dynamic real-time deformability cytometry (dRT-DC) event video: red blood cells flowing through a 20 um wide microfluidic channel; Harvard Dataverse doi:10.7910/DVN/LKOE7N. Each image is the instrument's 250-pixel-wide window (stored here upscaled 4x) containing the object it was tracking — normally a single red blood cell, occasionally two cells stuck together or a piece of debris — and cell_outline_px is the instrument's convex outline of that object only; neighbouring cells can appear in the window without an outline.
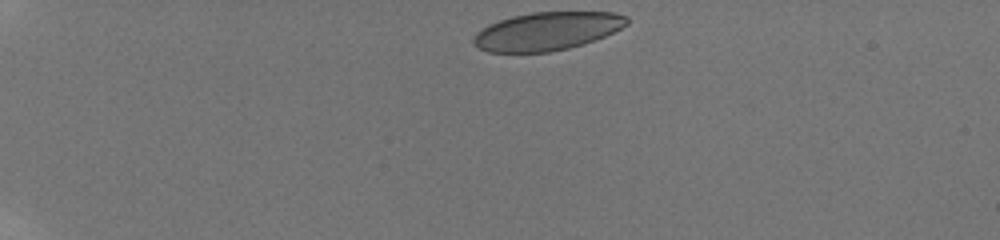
{"species": "human", "species_latin": "Homo sapiens", "temperature_condition": "room temperature", "stored_images_in_passage": 31, "camera_frame_rate_fps": 3000, "um_per_image_px": 0.085, "donor": {"sex": "male"}, "frame": {"image": 1, "passage_image": 1, "time_ms": 0.0, "image_size_px": [1000, 240], "cell_outline_px": [[628, 24], [604, 36], [568, 48], [548, 52], [488, 52], [472, 44], [472, 40], [476, 32], [488, 24], [512, 16], [532, 12], [612, 12], [628, 16]], "centroid_in_image_um": [46.46, 2.64], "position_along_channel_um": 38.5, "area_um2": 33.93}}
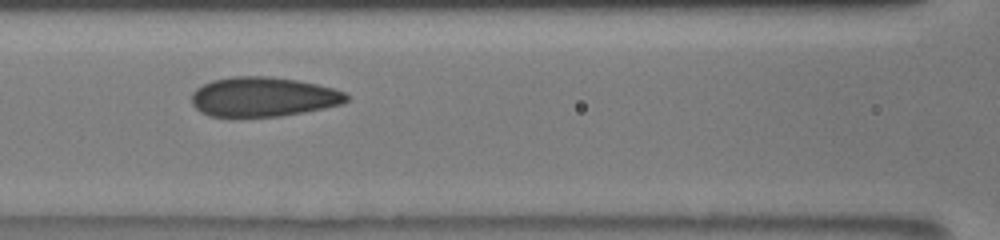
{"frame": {"image": 2, "passage_image": 16, "time_ms": 5.0, "image_size_px": [1000, 240], "cell_outline_px": [[348, 100], [344, 104], [304, 112], [280, 116], [208, 116], [200, 112], [192, 104], [192, 92], [196, 88], [212, 80], [232, 76], [264, 76], [296, 80], [316, 84], [332, 88], [344, 92], [348, 96]], "centroid_in_image_um": [22.36, 8.23], "position_along_channel_um": 144.2, "area_um2": 35.6}}
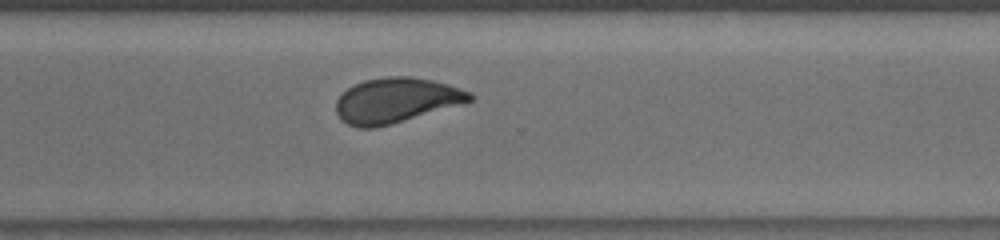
{"frame": {"image": 3, "passage_image": 31, "time_ms": 10.0, "image_size_px": [1000, 240], "cell_outline_px": [[476, 96], [472, 100], [464, 104], [392, 124], [376, 128], [356, 128], [348, 124], [336, 112], [336, 100], [348, 88], [364, 80], [388, 76], [412, 76], [432, 80], [448, 84], [472, 92]], "centroid_in_image_um": [33.72, 8.53], "position_along_channel_um": 336.9, "area_um2": 35.32}}